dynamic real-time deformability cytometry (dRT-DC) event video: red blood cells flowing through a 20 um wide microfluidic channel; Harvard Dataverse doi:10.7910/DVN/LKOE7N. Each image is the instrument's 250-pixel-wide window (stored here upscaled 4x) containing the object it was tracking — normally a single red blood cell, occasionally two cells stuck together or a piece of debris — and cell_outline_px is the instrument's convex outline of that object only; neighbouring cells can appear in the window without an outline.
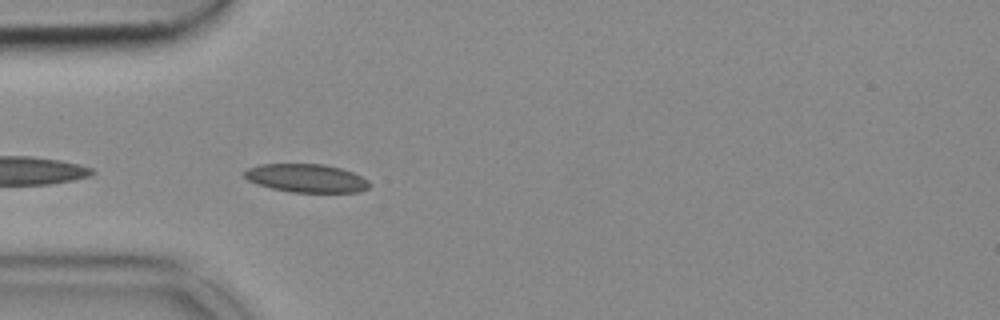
{"species": "common noctule bat (a hibernating species)", "species_latin": "Nyctalus noctula", "temperature_condition": "cold", "stored_images_in_passage": 10, "camera_frame_rate_fps": 3000, "um_per_image_px": 0.085, "animal": {"sex": "female", "body_mass_g": 18.4}, "frame": {"image": 1, "passage_image": 2, "time_ms": 0.333, "image_size_px": [1000, 320], "cell_outline_px": [[372, 184], [368, 188], [360, 192], [292, 192], [272, 188], [256, 184], [248, 180], [244, 176], [244, 172], [248, 168], [260, 164], [324, 164], [340, 168], [352, 172], [368, 180]], "centroid_in_image_um": [26.05, 15.14], "position_along_channel_um": 59.0, "area_um2": 20.63}}